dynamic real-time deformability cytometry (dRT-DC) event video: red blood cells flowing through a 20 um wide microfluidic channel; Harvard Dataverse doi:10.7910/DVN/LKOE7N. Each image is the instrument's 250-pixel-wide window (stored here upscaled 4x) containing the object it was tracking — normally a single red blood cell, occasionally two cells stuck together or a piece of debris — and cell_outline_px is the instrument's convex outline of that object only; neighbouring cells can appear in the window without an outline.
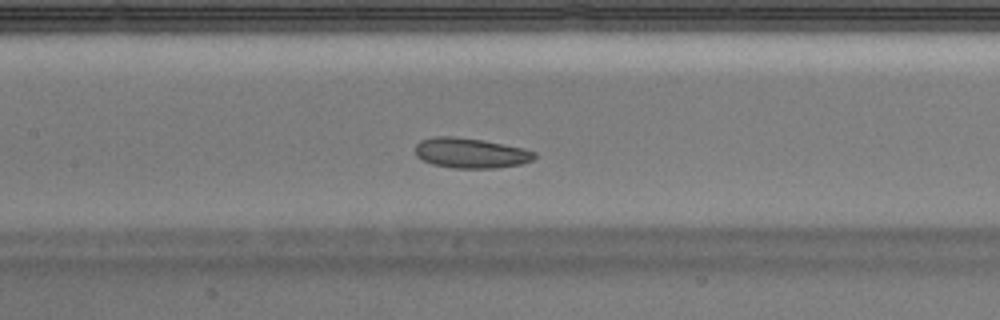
{"species": "Egyptian fruit bat (a non-hibernating species)", "species_latin": "Rousettus aegyptiacus", "temperature_condition": "warm", "stored_images_in_passage": 40, "segment_of_instrument_passage": [1, 2], "camera_frame_rate_fps": 3000, "um_per_image_px": 0.085, "animal": {"sex": "male"}, "frame": {"image": 1, "passage_image": 18, "time_ms": 5.667, "image_size_px": [1000, 320], "cell_outline_px": [[536, 156], [532, 160], [520, 164], [496, 168], [452, 168], [432, 164], [416, 156], [416, 144], [420, 140], [436, 136], [452, 136], [484, 140], [524, 148], [536, 152]], "centroid_in_image_um": [40.01, 13.0], "position_along_channel_um": 167.4, "area_um2": 20.98}}